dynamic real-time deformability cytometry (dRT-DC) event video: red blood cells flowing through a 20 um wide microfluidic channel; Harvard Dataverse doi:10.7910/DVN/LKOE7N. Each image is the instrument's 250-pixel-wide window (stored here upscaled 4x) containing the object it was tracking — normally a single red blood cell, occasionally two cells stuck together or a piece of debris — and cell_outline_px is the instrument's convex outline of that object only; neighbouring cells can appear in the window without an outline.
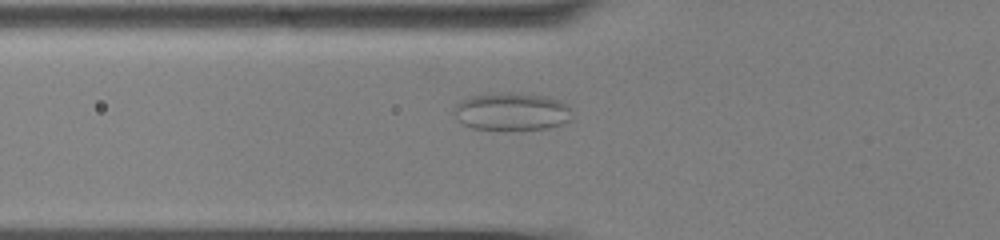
{"species": "common noctule bat (a hibernating species)", "species_latin": "Nyctalus noctula", "temperature_condition": "cold", "stored_images_in_passage": 59, "camera_frame_rate_fps": 3000, "um_per_image_px": 0.085, "animal": {"sex": "male", "body_mass_g": 13.0, "forearm_length_mm": 53.1}, "frame": {"image": 1, "passage_image": 23, "time_ms": 7.333, "image_size_px": [1000, 240], "cell_outline_px": [[568, 120], [564, 124], [548, 128], [472, 128], [464, 124], [452, 112], [456, 104], [472, 96], [504, 92], [512, 92], [544, 96], [560, 100], [568, 108]], "centroid_in_image_um": [43.47, 9.46], "position_along_channel_um": 82.3, "area_um2": 25.09}}
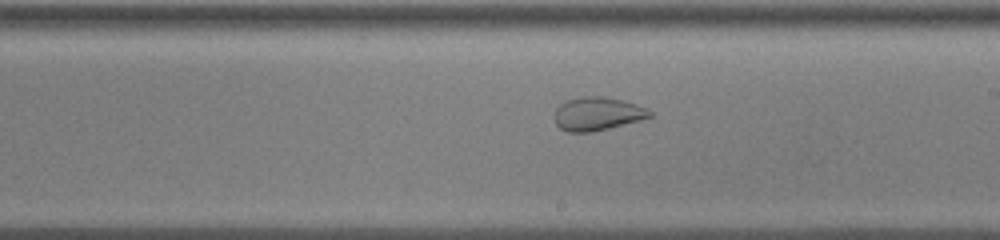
{"frame": {"image": 2, "passage_image": 36, "time_ms": 11.667, "image_size_px": [1000, 240], "cell_outline_px": [[652, 116], [640, 120], [592, 132], [568, 132], [560, 128], [556, 124], [552, 116], [556, 108], [560, 104], [568, 100], [584, 96], [604, 96], [636, 104], [652, 112]], "centroid_in_image_um": [50.72, 9.68], "position_along_channel_um": 238.3, "area_um2": 18.44}}
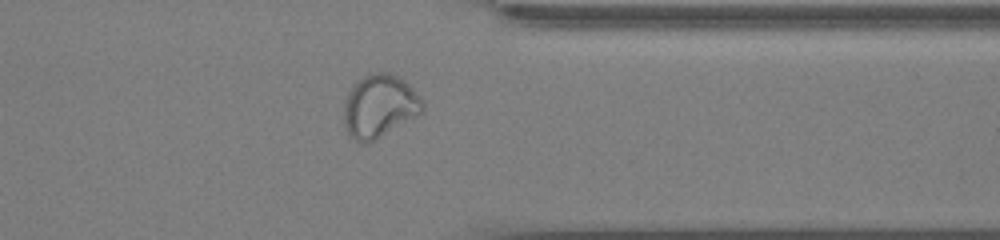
{"frame": {"image": 3, "passage_image": 48, "time_ms": 15.667, "image_size_px": [1000, 240], "cell_outline_px": [[424, 112], [380, 136], [364, 144], [360, 144], [348, 132], [344, 124], [344, 100], [352, 84], [356, 80], [372, 72], [388, 72], [396, 76], [408, 84], [412, 88], [424, 104]], "centroid_in_image_um": [32.23, 9.0], "position_along_channel_um": 379.2, "area_um2": 28.61}}